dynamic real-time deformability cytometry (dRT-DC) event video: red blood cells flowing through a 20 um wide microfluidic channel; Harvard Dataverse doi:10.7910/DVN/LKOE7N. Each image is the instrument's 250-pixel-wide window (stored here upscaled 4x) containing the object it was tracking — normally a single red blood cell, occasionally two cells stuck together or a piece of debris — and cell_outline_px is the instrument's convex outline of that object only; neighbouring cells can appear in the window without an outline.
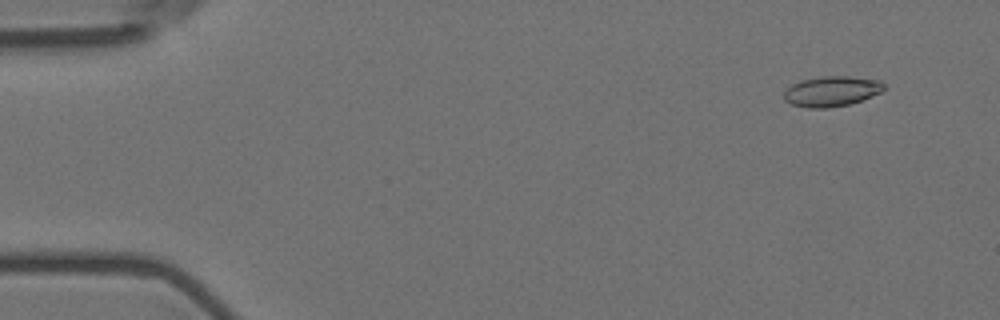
{"species": "Egyptian fruit bat (a non-hibernating species)", "species_latin": "Rousettus aegyptiacus", "temperature_condition": "room temperature", "stored_images_in_passage": 57, "camera_frame_rate_fps": 3000, "um_per_image_px": 0.085, "animal": {"sex": "female"}, "frame": {"image": 1, "passage_image": 5, "time_ms": 1.333, "image_size_px": [1000, 320], "cell_outline_px": [[884, 88], [880, 92], [872, 96], [848, 104], [828, 108], [808, 108], [792, 104], [784, 100], [784, 92], [792, 84], [800, 80], [824, 76], [848, 76], [880, 80], [884, 84]], "centroid_in_image_um": [70.67, 7.75], "position_along_channel_um": 14.3, "area_um2": 17.51}}
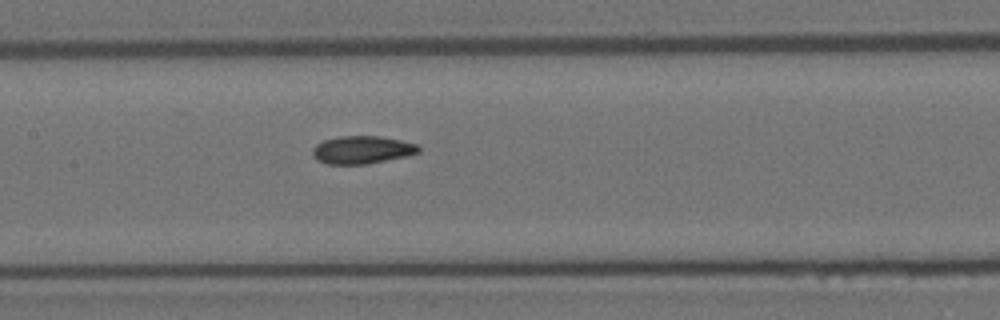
{"frame": {"image": 2, "passage_image": 28, "time_ms": 9.0, "image_size_px": [1000, 320], "cell_outline_px": [[420, 152], [404, 156], [364, 164], [328, 164], [316, 160], [312, 152], [312, 148], [316, 144], [324, 140], [340, 136], [380, 136], [400, 140], [416, 144], [420, 148]], "centroid_in_image_um": [30.73, 12.73], "position_along_channel_um": 176.7, "area_um2": 16.99}}
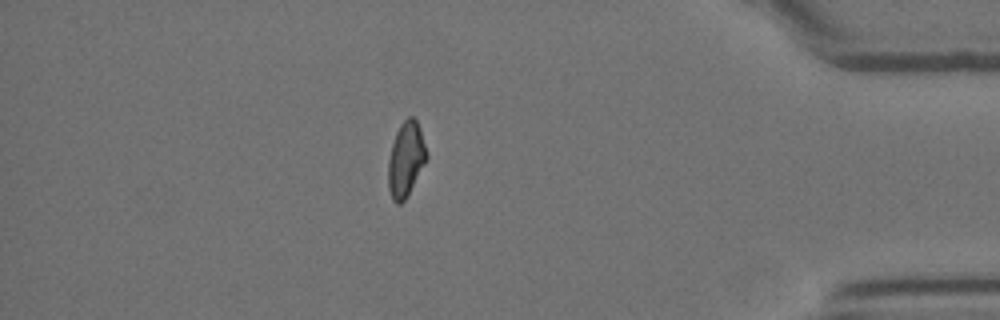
{"frame": {"image": 3, "passage_image": 50, "time_ms": 16.333, "image_size_px": [1000, 320], "cell_outline_px": [[428, 156], [408, 196], [400, 204], [396, 204], [392, 200], [388, 188], [388, 160], [392, 144], [396, 132], [400, 124], [408, 116], [412, 116], [416, 120], [420, 128]], "centroid_in_image_um": [34.48, 13.56], "position_along_channel_um": 400.7, "area_um2": 16.76}, "authors_computed_cell_mechanics": {"area_um2": 17.1088, "velocity_mm_per_s": 3.596, "shape_relaxation_time_tau1_ms": null, "shape_relaxation_time_tau2_ms": 2.3279, "deformation_change_tau1": null, "deformation_change_tau2": 0.0742}}